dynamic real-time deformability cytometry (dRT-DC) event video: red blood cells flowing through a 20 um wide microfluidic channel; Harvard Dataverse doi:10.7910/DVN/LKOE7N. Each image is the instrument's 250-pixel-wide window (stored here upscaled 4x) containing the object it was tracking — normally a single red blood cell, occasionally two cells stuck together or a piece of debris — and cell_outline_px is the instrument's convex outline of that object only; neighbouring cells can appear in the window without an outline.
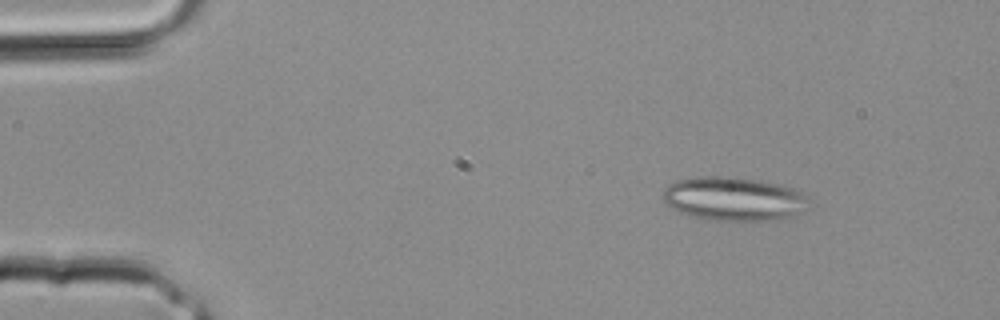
{"species": "common noctule bat (a hibernating species)", "species_latin": "Nyctalus noctula", "temperature_condition": "room temperature", "stored_images_in_passage": 12, "camera_frame_rate_fps": 3000, "um_per_image_px": 0.085, "animal": {"sex": "male", "body_mass_g": 20.4}, "frame": {"image": 1, "passage_image": 4, "time_ms": 1.0, "image_size_px": [1000, 320], "cell_outline_px": [[808, 196], [804, 212], [792, 216], [776, 220], [712, 220], [688, 216], [668, 208], [664, 204], [660, 196], [664, 188], [668, 184], [676, 180], [696, 176], [728, 176], [760, 180], [780, 184], [792, 188]], "centroid_in_image_um": [62.28, 16.89], "position_along_channel_um": 22.7, "area_um2": 37.92}}